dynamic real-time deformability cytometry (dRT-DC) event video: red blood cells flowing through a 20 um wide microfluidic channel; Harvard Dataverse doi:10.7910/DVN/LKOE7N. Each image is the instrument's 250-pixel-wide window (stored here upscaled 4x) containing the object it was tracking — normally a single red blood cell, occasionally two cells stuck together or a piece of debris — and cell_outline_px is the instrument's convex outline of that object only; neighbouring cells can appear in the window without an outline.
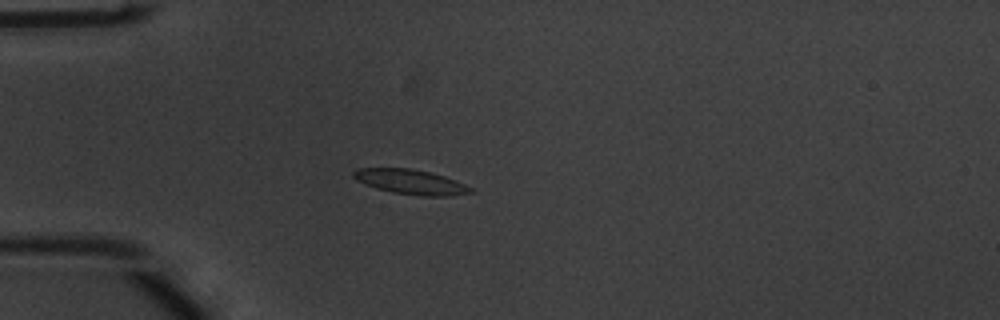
{"species": "common noctule bat (a hibernating species)", "species_latin": "Nyctalus noctula", "temperature_condition": "warm", "stored_images_in_passage": 54, "camera_frame_rate_fps": 3000, "um_per_image_px": 0.085, "animal": {"sex": "male", "body_mass_g": 20.1, "forearm_length_mm": 53.5}, "frame": {"image": 1, "passage_image": 15, "time_ms": 4.667, "image_size_px": [1000, 320], "cell_outline_px": [[476, 192], [452, 196], [420, 196], [392, 192], [376, 188], [356, 180], [352, 176], [352, 172], [356, 168], [412, 168], [432, 172], [444, 176], [464, 184], [472, 188]], "centroid_in_image_um": [34.92, 15.46], "position_along_channel_um": 50.1, "area_um2": 17.11}}
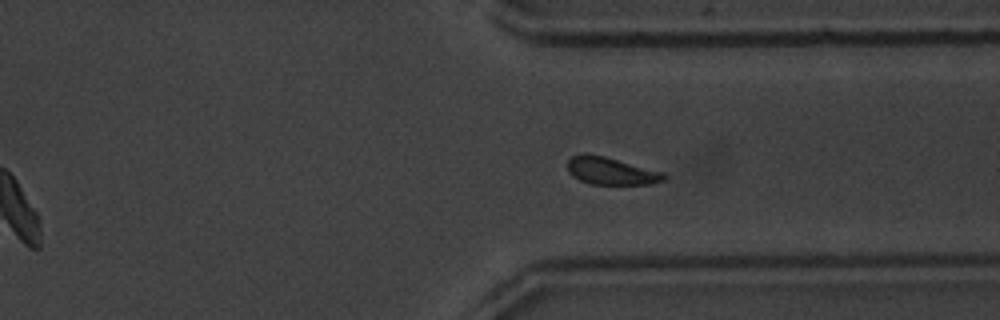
{"frame": {"image": 2, "passage_image": 41, "time_ms": 13.333, "image_size_px": [1000, 320], "cell_outline_px": [[668, 176], [664, 180], [652, 184], [592, 184], [580, 180], [572, 176], [568, 172], [568, 160], [572, 156], [584, 152], [588, 152], [604, 156], [664, 172]], "centroid_in_image_um": [51.93, 14.52], "position_along_channel_um": 359.5, "area_um2": 15.55}}
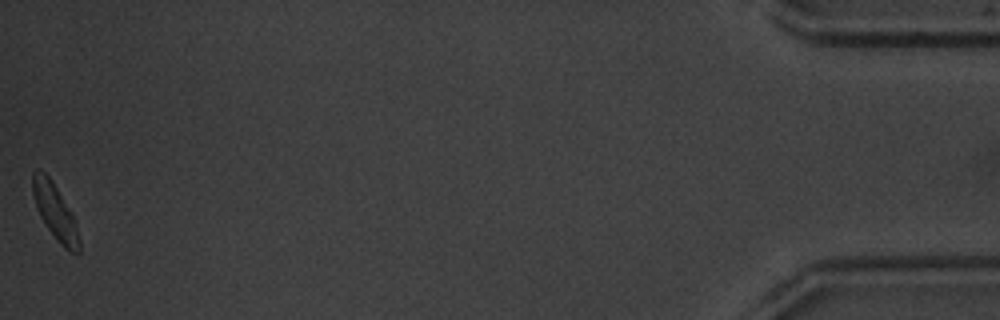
{"frame": {"image": 3, "passage_image": 54, "time_ms": 17.667, "image_size_px": [1000, 320], "cell_outline_px": [[80, 252], [72, 252], [64, 248], [56, 240], [40, 216], [32, 192], [32, 172], [36, 168], [40, 168], [52, 180], [72, 216], [76, 224], [80, 240]], "centroid_in_image_um": [4.66, 17.98], "position_along_channel_um": 430.5, "area_um2": 14.74}, "authors_computed_cell_mechanics": {"area_um2": 15.895, "velocity_mm_per_s": 3.7376, "shape_relaxation_time_tau1_ms": 4.3467, "shape_relaxation_time_tau2_ms": 1.8435, "deformation_change_tau1": 0.1542, "deformation_change_tau2": 0.0627}}